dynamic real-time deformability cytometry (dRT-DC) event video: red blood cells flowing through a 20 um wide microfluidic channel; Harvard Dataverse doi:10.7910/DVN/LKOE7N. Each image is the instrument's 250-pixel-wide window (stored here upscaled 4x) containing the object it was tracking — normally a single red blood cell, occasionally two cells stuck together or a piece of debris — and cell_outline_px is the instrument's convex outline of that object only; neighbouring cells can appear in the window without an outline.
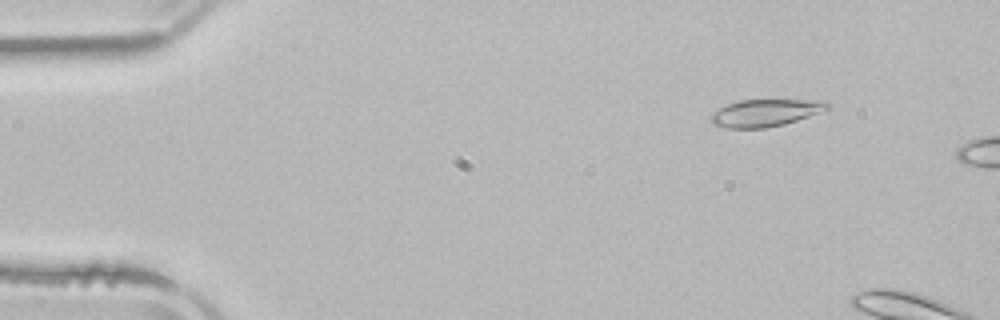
{"species": "common noctule bat (a hibernating species)", "species_latin": "Nyctalus noctula", "temperature_condition": "room temperature", "stored_images_in_passage": 3, "camera_frame_rate_fps": 3000, "um_per_image_px": 0.085, "animal": {"sex": "male", "body_mass_g": 21.5, "forearm_length_mm": 52.0}, "frame": {"image": 1, "passage_image": 2, "time_ms": 1.0, "image_size_px": [1000, 320], "cell_outline_px": [[828, 108], [808, 116], [784, 124], [764, 128], [728, 128], [712, 124], [708, 120], [708, 116], [712, 112], [728, 104], [740, 100], [824, 100], [828, 104]], "centroid_in_image_um": [64.96, 9.59], "position_along_channel_um": 20.0, "area_um2": 18.32}}